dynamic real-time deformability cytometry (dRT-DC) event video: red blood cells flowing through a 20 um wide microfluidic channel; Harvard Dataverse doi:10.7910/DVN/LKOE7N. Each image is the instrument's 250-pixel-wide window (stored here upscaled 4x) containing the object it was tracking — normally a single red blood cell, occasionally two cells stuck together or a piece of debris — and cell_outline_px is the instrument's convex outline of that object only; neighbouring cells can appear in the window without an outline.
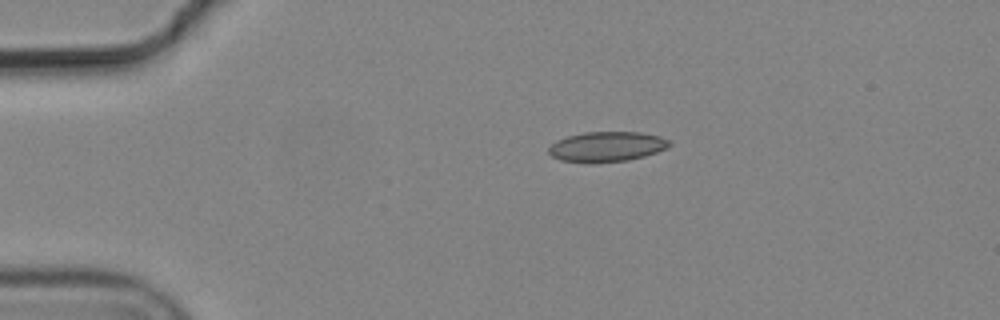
{"species": "common noctule bat (a hibernating species)", "species_latin": "Nyctalus noctula", "temperature_condition": "cold", "stored_images_in_passage": 2, "camera_frame_rate_fps": 3000, "um_per_image_px": 0.085, "animal": {"sex": "male", "body_mass_g": 19.2, "forearm_length_mm": 51.8}, "frame": {"image": 1, "passage_image": 2, "time_ms": 0.333, "image_size_px": [1000, 320], "cell_outline_px": [[672, 144], [668, 148], [644, 156], [628, 160], [588, 164], [560, 160], [552, 156], [548, 152], [548, 148], [556, 140], [568, 136], [584, 132], [640, 132], [660, 136], [668, 140]], "centroid_in_image_um": [51.56, 12.48], "position_along_channel_um": 33.4, "area_um2": 21.39}}